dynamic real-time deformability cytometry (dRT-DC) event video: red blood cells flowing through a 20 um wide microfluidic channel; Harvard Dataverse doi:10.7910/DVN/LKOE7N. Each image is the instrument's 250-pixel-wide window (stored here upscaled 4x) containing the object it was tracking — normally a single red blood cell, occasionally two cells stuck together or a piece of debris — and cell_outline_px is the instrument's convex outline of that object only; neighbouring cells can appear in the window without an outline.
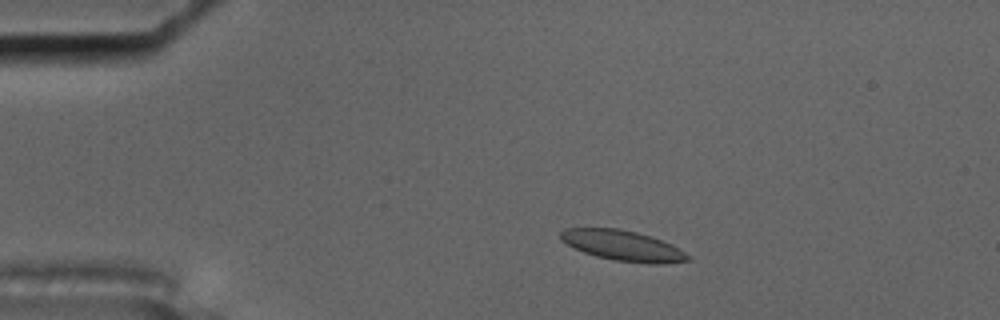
{"species": "common noctule bat (a hibernating species)", "species_latin": "Nyctalus noctula", "temperature_condition": "cold", "stored_images_in_passage": 54, "camera_frame_rate_fps": 3000, "um_per_image_px": 0.085, "animal": {"sex": "male", "body_mass_g": 17.5, "forearm_length_mm": 52.3}, "frame": {"image": 1, "passage_image": 8, "time_ms": 2.333, "image_size_px": [1000, 320], "cell_outline_px": [[692, 260], [660, 264], [652, 264], [616, 260], [596, 256], [584, 252], [560, 240], [560, 232], [564, 228], [620, 228], [636, 232], [660, 240], [692, 256]], "centroid_in_image_um": [52.92, 20.87], "position_along_channel_um": 32.1, "area_um2": 22.2}}
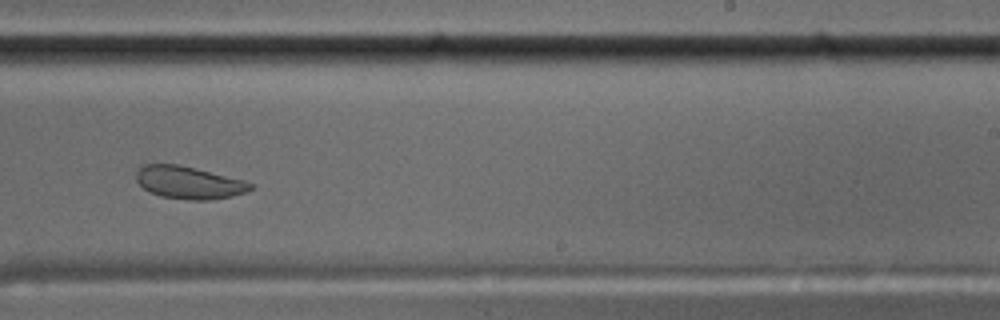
{"frame": {"image": 2, "passage_image": 33, "time_ms": 10.667, "image_size_px": [1000, 320], "cell_outline_px": [[256, 188], [232, 196], [212, 200], [192, 200], [160, 196], [144, 188], [136, 180], [136, 172], [144, 164], [180, 164], [244, 180], [256, 184]], "centroid_in_image_um": [16.1, 15.51], "position_along_channel_um": 272.9, "area_um2": 21.73}}
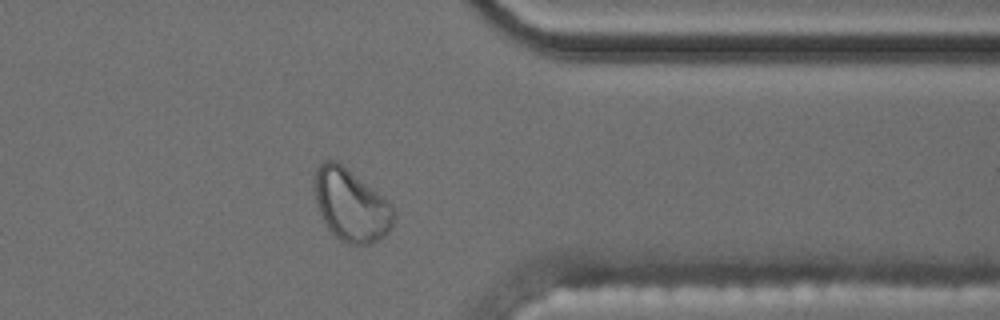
{"frame": {"image": 3, "passage_image": 43, "time_ms": 14.0, "image_size_px": [1000, 320], "cell_outline_px": [[392, 228], [380, 240], [372, 244], [348, 244], [340, 240], [328, 228], [320, 212], [312, 188], [312, 176], [316, 168], [324, 160], [336, 160], [376, 192], [392, 208]], "centroid_in_image_um": [29.76, 17.44], "position_along_channel_um": 381.6, "area_um2": 32.83}, "authors_computed_cell_mechanics": {"area_um2": 22.5131, "velocity_mm_per_s": 3.499, "shape_relaxation_time_tau1_ms": 10.2099, "shape_relaxation_time_tau2_ms": 2.6062, "deformation_change_tau1": 0.1917, "deformation_change_tau2": 0.053}}